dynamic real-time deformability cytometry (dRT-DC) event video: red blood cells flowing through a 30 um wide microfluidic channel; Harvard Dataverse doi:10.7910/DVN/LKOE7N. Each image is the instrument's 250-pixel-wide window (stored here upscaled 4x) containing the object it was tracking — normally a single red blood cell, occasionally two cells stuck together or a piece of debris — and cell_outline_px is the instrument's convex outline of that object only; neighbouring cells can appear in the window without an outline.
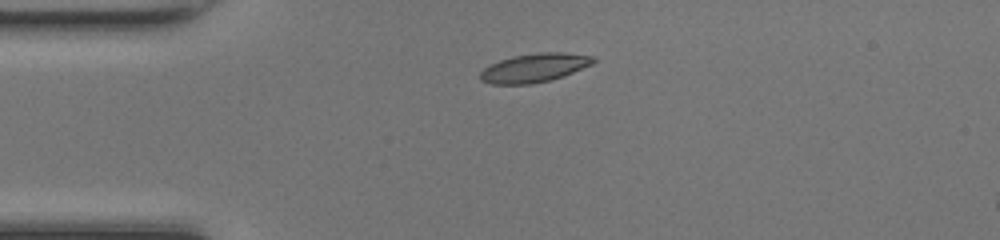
{"species": "common noctule bat (a hibernating species)", "species_latin": "Nyctalus noctula", "temperature_condition": "room temperature", "stored_images_in_passage": 3, "camera_frame_rate_fps": 3000, "um_per_image_px": 0.085, "animal": {"sex": "female", "body_mass_g": 17.0, "forearm_length_mm": 48.0}, "frame": {"image": 1, "passage_image": 1, "time_ms": 0.0, "image_size_px": [1000, 240], "cell_outline_px": [[596, 60], [592, 64], [572, 72], [548, 80], [532, 84], [492, 84], [480, 80], [480, 72], [484, 68], [500, 60], [512, 56], [536, 52], [560, 52], [596, 56]], "centroid_in_image_um": [45.41, 5.75], "position_along_channel_um": 39.6, "area_um2": 18.79}}